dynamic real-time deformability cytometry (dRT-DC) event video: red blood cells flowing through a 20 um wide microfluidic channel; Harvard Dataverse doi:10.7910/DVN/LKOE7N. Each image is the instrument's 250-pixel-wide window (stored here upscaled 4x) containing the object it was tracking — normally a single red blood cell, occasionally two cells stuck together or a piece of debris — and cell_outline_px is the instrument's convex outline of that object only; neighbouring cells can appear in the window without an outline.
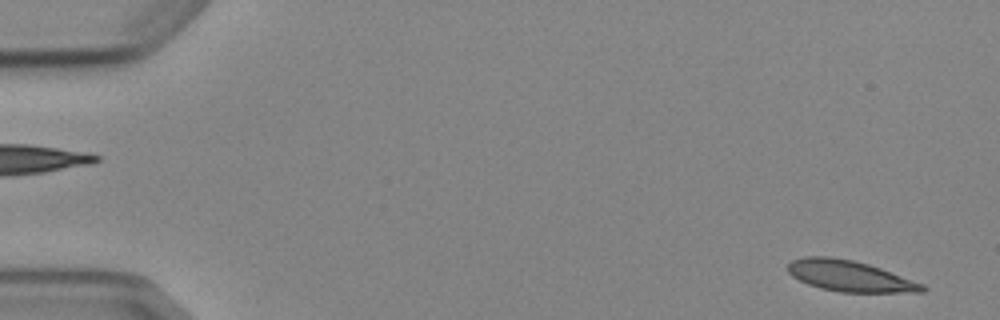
{"species": "Egyptian fruit bat (a non-hibernating species)", "species_latin": "Rousettus aegyptiacus", "temperature_condition": "cold", "stored_images_in_passage": 5, "segment_of_instrument_passage": [2, 2], "camera_frame_rate_fps": 3000, "um_per_image_px": 0.085, "animal": {"sex": "female"}, "frame": {"image": 1, "passage_image": 5, "time_ms": 5.333, "image_size_px": [1000, 320], "cell_outline_px": [[928, 288], [924, 292], [840, 292], [820, 288], [808, 284], [792, 276], [788, 272], [788, 264], [792, 260], [804, 256], [832, 256], [852, 260], [868, 264], [880, 268], [924, 284]], "centroid_in_image_um": [72.22, 23.46], "position_along_channel_um": 12.8, "area_um2": 24.22}}